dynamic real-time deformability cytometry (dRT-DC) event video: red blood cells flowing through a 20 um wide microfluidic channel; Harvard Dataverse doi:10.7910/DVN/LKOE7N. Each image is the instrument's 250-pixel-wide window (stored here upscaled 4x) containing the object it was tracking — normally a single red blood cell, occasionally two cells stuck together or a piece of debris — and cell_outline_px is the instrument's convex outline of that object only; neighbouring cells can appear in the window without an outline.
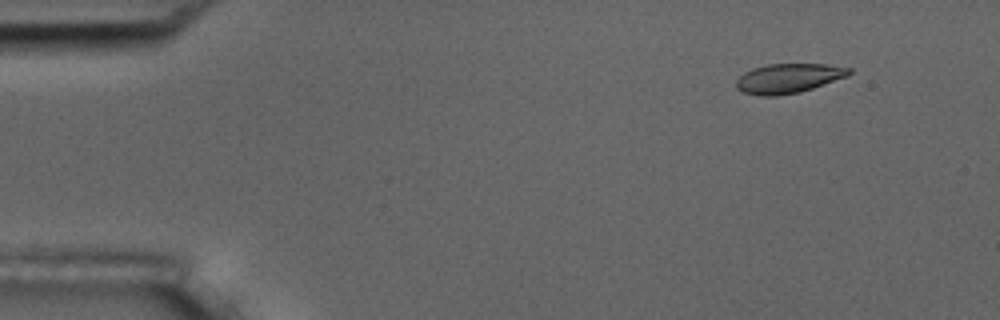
{"species": "common noctule bat (a hibernating species)", "species_latin": "Nyctalus noctula", "temperature_condition": "room temperature", "stored_images_in_passage": 5, "camera_frame_rate_fps": 3000, "um_per_image_px": 0.085, "animal": {"sex": "male", "body_mass_g": 17.5, "forearm_length_mm": 52.3}, "frame": {"image": 1, "passage_image": 2, "time_ms": 1.0, "image_size_px": [1000, 320], "cell_outline_px": [[852, 72], [848, 76], [800, 92], [776, 96], [760, 96], [744, 92], [736, 88], [736, 80], [744, 72], [752, 68], [768, 64], [824, 64], [852, 68]], "centroid_in_image_um": [67.01, 6.65], "position_along_channel_um": 18.0, "area_um2": 19.42}}